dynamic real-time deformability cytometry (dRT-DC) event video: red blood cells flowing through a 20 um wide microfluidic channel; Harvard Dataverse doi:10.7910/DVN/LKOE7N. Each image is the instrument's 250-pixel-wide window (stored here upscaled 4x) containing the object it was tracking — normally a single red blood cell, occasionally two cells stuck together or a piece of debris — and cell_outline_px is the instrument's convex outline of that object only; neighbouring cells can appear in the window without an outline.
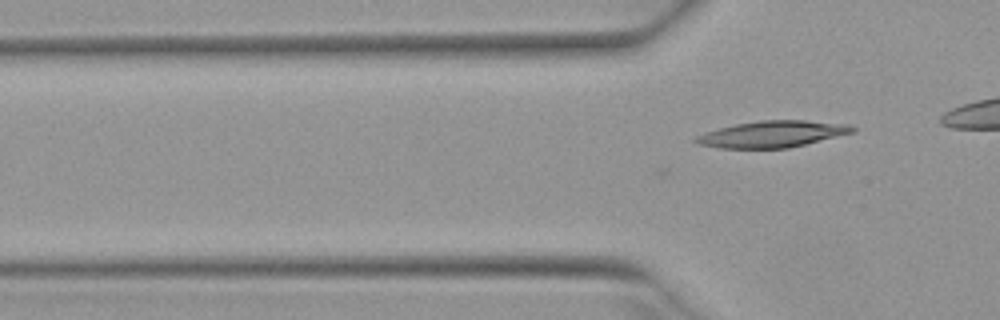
{"species": "Egyptian fruit bat (a non-hibernating species)", "species_latin": "Rousettus aegyptiacus", "temperature_condition": "warm", "stored_images_in_passage": 3, "camera_frame_rate_fps": 3000, "um_per_image_px": 0.085, "animal": {"sex": "female"}, "frame": {"image": 1, "passage_image": 3, "time_ms": 0.667, "image_size_px": [1000, 320], "cell_outline_px": [[856, 132], [788, 148], [720, 148], [700, 144], [692, 140], [696, 136], [720, 128], [736, 124], [760, 120], [804, 120], [848, 124], [856, 128]], "centroid_in_image_um": [65.7, 11.39], "position_along_channel_um": 60.1, "area_um2": 23.99}}